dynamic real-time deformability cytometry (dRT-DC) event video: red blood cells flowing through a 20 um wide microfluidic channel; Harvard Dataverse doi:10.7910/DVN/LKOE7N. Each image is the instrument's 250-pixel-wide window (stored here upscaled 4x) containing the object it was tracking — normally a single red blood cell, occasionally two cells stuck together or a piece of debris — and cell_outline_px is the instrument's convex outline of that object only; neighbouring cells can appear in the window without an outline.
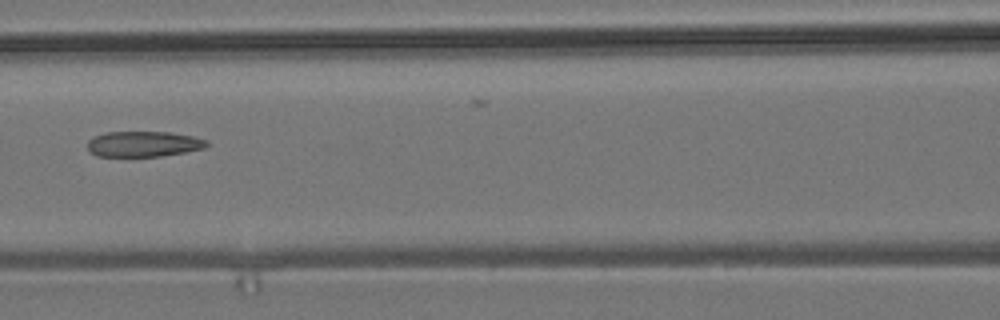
{"species": "common noctule bat (a hibernating species)", "species_latin": "Nyctalus noctula", "temperature_condition": "room temperature", "stored_images_in_passage": 7, "camera_frame_rate_fps": 3000, "um_per_image_px": 0.085, "animal": {"sex": "male", "body_mass_g": 19.2, "forearm_length_mm": 51.8}, "frame": {"image": 1, "passage_image": 5, "time_ms": 5.667, "image_size_px": [1000, 320], "cell_outline_px": [[208, 144], [204, 148], [184, 152], [160, 156], [96, 156], [88, 148], [88, 140], [92, 136], [104, 132], [172, 132], [192, 136], [208, 140]], "centroid_in_image_um": [12.18, 12.23], "position_along_channel_um": 154.4, "area_um2": 17.74}}
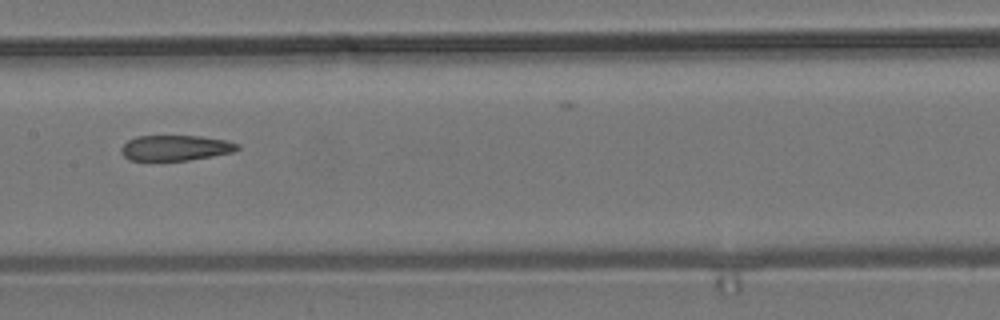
{"frame": {"image": 2, "passage_image": 6, "time_ms": 6.667, "image_size_px": [1000, 320], "cell_outline_px": [[240, 148], [232, 152], [212, 156], [188, 160], [128, 160], [120, 152], [120, 148], [128, 140], [136, 136], [200, 136], [228, 140], [240, 144]], "centroid_in_image_um": [14.92, 12.56], "position_along_channel_um": 192.5, "area_um2": 17.28}}